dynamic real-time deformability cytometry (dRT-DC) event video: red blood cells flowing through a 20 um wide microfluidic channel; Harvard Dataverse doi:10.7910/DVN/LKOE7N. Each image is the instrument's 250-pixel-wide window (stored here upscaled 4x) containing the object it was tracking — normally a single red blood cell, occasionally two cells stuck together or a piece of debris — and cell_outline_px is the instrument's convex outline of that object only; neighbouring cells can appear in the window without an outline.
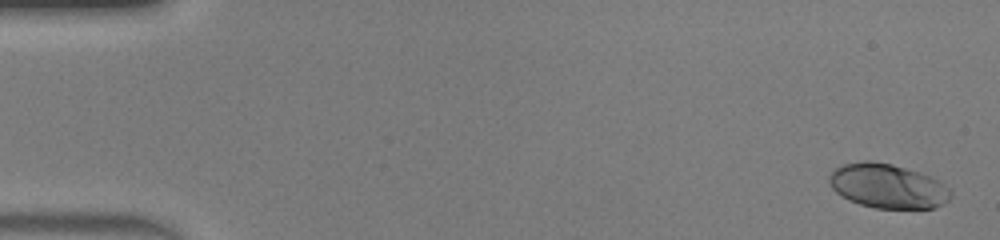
{"species": "human", "species_latin": "Homo sapiens", "temperature_condition": "warm", "stored_images_in_passage": 48, "camera_frame_rate_fps": 3000, "um_per_image_px": 0.085, "donor": {"sex": "male"}, "frame": {"image": 1, "passage_image": 2, "time_ms": 0.333, "image_size_px": [1000, 240], "cell_outline_px": [[952, 196], [948, 200], [932, 208], [876, 208], [860, 204], [848, 200], [836, 192], [832, 188], [828, 180], [828, 176], [836, 168], [844, 164], [864, 160], [868, 160], [892, 164], [920, 172], [932, 176], [948, 188], [952, 192]], "centroid_in_image_um": [75.44, 15.8], "position_along_channel_um": 9.6, "area_um2": 31.33}}
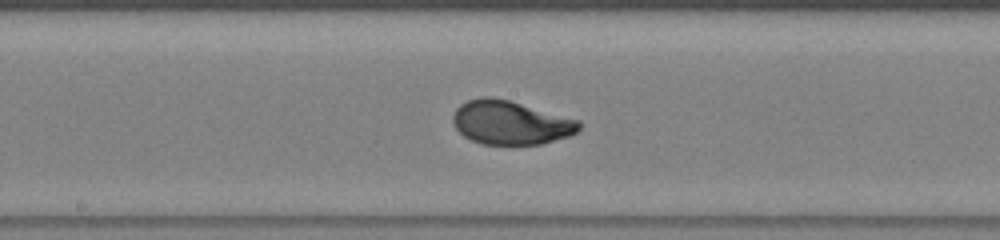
{"frame": {"image": 2, "passage_image": 26, "time_ms": 8.333, "image_size_px": [1000, 240], "cell_outline_px": [[580, 128], [576, 132], [568, 136], [540, 144], [480, 144], [464, 136], [456, 128], [452, 120], [452, 116], [456, 108], [460, 104], [468, 100], [484, 96], [492, 96], [508, 100], [580, 120]], "centroid_in_image_um": [43.37, 10.41], "position_along_channel_um": 204.8, "area_um2": 32.02}}
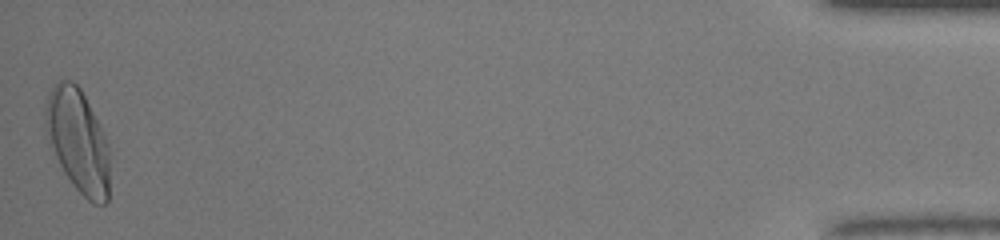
{"frame": {"image": 3, "passage_image": 48, "time_ms": 15.667, "image_size_px": [1000, 240], "cell_outline_px": [[108, 200], [104, 204], [92, 204], [72, 184], [64, 172], [48, 144], [44, 124], [44, 104], [48, 92], [60, 76], [72, 80], [80, 88], [108, 144]], "centroid_in_image_um": [6.55, 11.92], "position_along_channel_um": 428.6, "area_um2": 38.78}, "authors_computed_cell_mechanics": {"area_um2": 31.79, "velocity_mm_per_s": 4.3372, "shape_relaxation_time_tau1_ms": 3.1553, "shape_relaxation_time_tau2_ms": null, "deformation_change_tau1": 0.2244, "deformation_change_tau2": null}}